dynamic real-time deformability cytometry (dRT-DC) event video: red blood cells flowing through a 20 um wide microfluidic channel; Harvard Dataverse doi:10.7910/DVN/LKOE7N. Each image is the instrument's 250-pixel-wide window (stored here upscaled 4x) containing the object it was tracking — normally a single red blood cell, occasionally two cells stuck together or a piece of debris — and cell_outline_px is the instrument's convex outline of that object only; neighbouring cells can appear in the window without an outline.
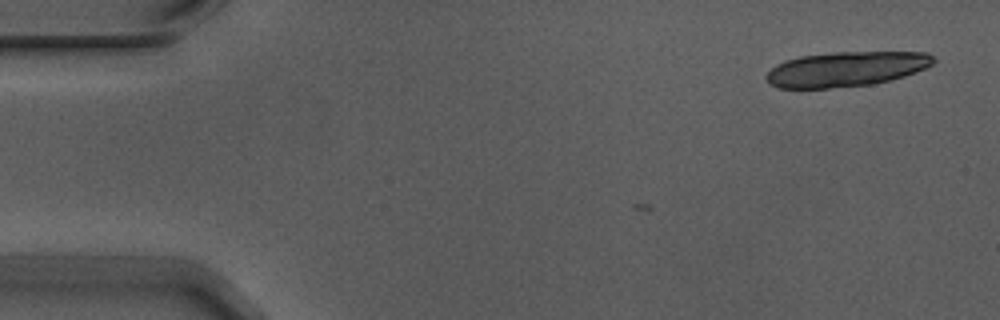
{"species": "Egyptian fruit bat (a non-hibernating species)", "species_latin": "Rousettus aegyptiacus", "temperature_condition": "warm", "stored_images_in_passage": 3, "camera_frame_rate_fps": 3000, "um_per_image_px": 0.085, "animal": {"sex": "male"}, "frame": {"image": 1, "passage_image": 3, "time_ms": 0.667, "image_size_px": [1000, 320], "cell_outline_px": [[936, 60], [932, 64], [924, 68], [904, 76], [872, 84], [828, 88], [780, 88], [768, 84], [764, 76], [776, 64], [784, 60], [800, 56], [836, 52], [928, 52]], "centroid_in_image_um": [71.87, 5.87], "position_along_channel_um": 13.1, "area_um2": 33.93}}